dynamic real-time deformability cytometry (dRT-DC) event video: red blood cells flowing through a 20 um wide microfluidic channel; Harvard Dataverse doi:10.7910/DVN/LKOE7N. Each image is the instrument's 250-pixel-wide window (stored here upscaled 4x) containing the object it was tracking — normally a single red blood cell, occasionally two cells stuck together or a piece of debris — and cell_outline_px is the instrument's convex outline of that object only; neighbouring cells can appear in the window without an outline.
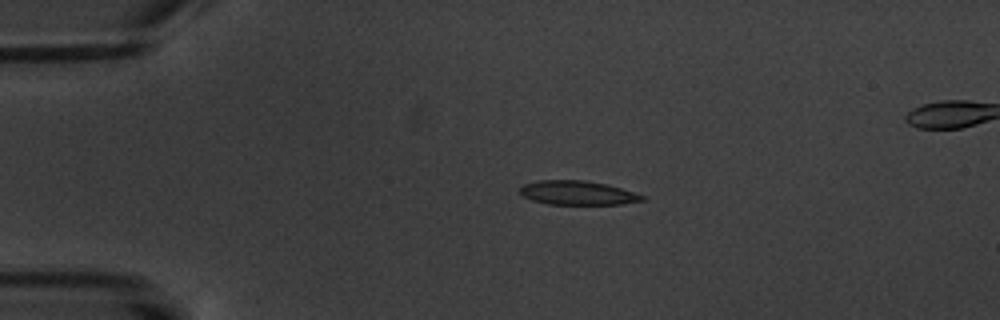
{"species": "common noctule bat (a hibernating species)", "species_latin": "Nyctalus noctula", "temperature_condition": "warm", "stored_images_in_passage": 6, "camera_frame_rate_fps": 3000, "um_per_image_px": 0.085, "animal": {"sex": "male", "body_mass_g": 20.1, "forearm_length_mm": 53.5}, "frame": {"image": 1, "passage_image": 4, "time_ms": 3.333, "image_size_px": [1000, 320], "cell_outline_px": [[648, 196], [644, 200], [624, 204], [548, 204], [532, 200], [524, 196], [520, 192], [520, 188], [524, 184], [540, 180], [584, 180], [608, 184]], "centroid_in_image_um": [49.15, 16.39], "position_along_channel_um": 35.8, "area_um2": 17.22}}